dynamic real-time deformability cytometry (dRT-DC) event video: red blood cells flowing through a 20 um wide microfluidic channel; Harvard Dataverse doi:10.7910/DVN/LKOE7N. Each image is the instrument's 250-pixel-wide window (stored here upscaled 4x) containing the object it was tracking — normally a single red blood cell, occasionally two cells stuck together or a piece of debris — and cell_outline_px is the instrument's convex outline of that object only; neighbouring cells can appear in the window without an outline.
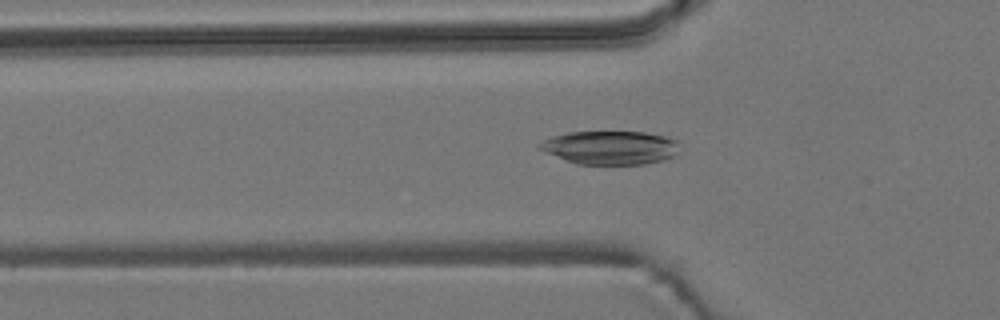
{"species": "common noctule bat (a hibernating species)", "species_latin": "Nyctalus noctula", "temperature_condition": "room temperature", "stored_images_in_passage": 50, "camera_frame_rate_fps": 3000, "um_per_image_px": 0.085, "animal": {"sex": "male", "body_mass_g": 19.2, "forearm_length_mm": 51.8}, "frame": {"image": 1, "passage_image": 13, "time_ms": 4.0, "image_size_px": [1000, 320], "cell_outline_px": [[676, 152], [672, 156], [664, 160], [644, 164], [576, 164], [544, 152], [536, 144], [552, 136], [568, 132], [644, 132], [664, 136], [676, 140]], "centroid_in_image_um": [51.82, 12.55], "position_along_channel_um": 74.0, "area_um2": 27.17}}
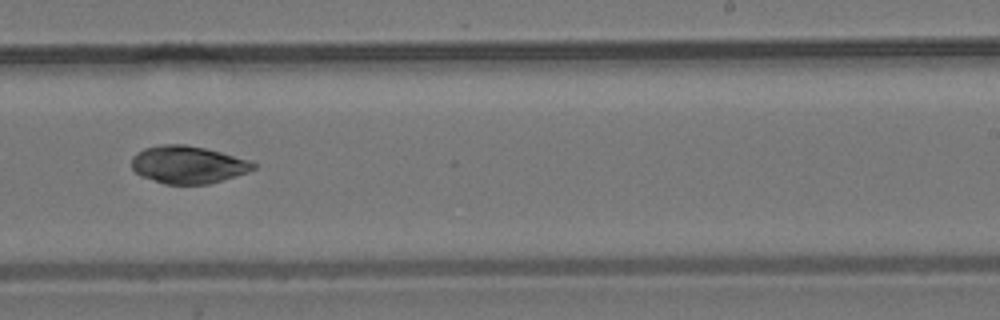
{"frame": {"image": 2, "passage_image": 29, "time_ms": 9.333, "image_size_px": [1000, 320], "cell_outline_px": [[256, 168], [248, 172], [208, 184], [164, 184], [140, 176], [132, 168], [132, 156], [136, 152], [144, 148], [160, 144], [184, 144], [204, 148], [252, 160], [256, 164]], "centroid_in_image_um": [15.96, 13.99], "position_along_channel_um": 273.0, "area_um2": 26.76}}
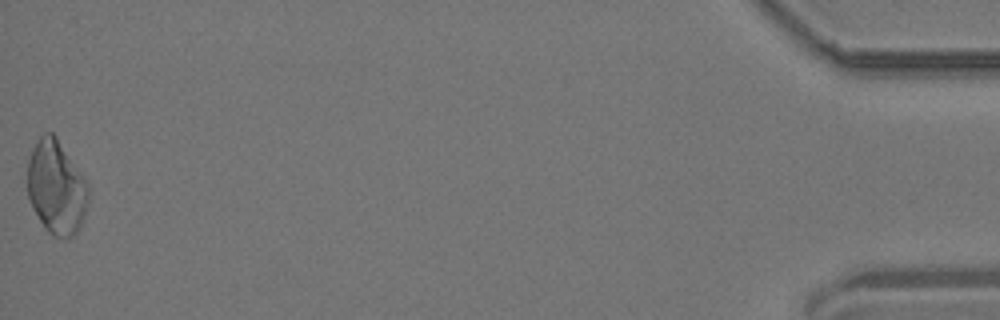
{"frame": {"image": 3, "passage_image": 50, "time_ms": 16.333, "image_size_px": [1000, 320], "cell_outline_px": [[88, 204], [84, 216], [76, 232], [72, 236], [52, 236], [44, 228], [32, 208], [28, 196], [28, 160], [32, 148], [40, 136], [44, 132], [52, 132], [56, 136], [84, 176], [88, 184]], "centroid_in_image_um": [4.78, 15.9], "position_along_channel_um": 430.4, "area_um2": 33.23}, "authors_computed_cell_mechanics": {"area_um2": 27.455, "velocity_mm_per_s": 3.7193, "shape_relaxation_time_tau1_ms": 7.6105, "shape_relaxation_time_tau2_ms": null, "deformation_change_tau1": 0.1127, "deformation_change_tau2": null}}